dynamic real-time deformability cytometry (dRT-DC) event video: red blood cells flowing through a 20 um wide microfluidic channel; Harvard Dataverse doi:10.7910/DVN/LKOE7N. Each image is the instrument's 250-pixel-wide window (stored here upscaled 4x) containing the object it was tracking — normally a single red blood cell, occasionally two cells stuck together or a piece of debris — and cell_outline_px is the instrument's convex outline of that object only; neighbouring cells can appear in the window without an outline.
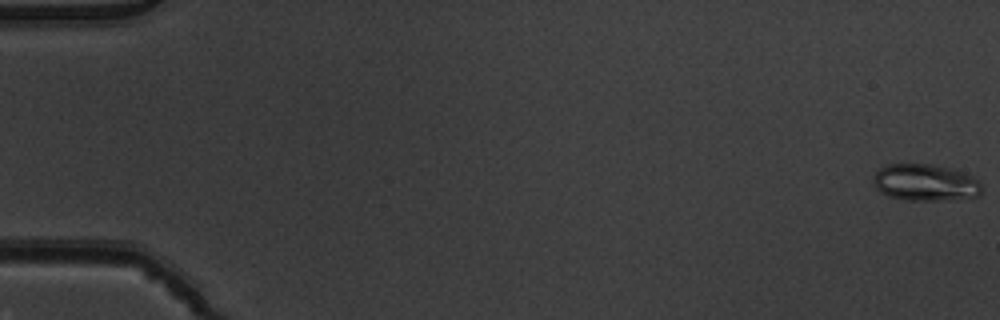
{"species": "common noctule bat (a hibernating species)", "species_latin": "Nyctalus noctula", "temperature_condition": "warm", "stored_images_in_passage": 8, "camera_frame_rate_fps": 3000, "um_per_image_px": 0.085, "animal": {"sex": "male", "body_mass_g": 19.5, "forearm_length_mm": 54.6}, "frame": {"image": 1, "passage_image": 1, "time_ms": 0.0, "image_size_px": [1000, 320], "cell_outline_px": [[984, 188], [980, 196], [964, 200], [908, 200], [888, 196], [880, 192], [876, 188], [872, 180], [876, 172], [880, 168], [888, 164], [932, 164], [952, 168], [964, 172], [980, 180]], "centroid_in_image_um": [78.74, 15.53], "position_along_channel_um": 6.3, "area_um2": 23.87}}